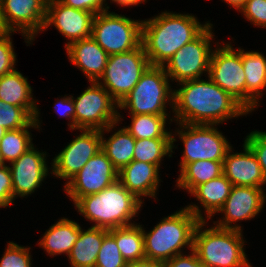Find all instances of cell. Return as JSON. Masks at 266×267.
<instances>
[{
  "label": "cell",
  "instance_id": "obj_37",
  "mask_svg": "<svg viewBox=\"0 0 266 267\" xmlns=\"http://www.w3.org/2000/svg\"><path fill=\"white\" fill-rule=\"evenodd\" d=\"M244 143L252 150L266 176V132L252 131L245 137Z\"/></svg>",
  "mask_w": 266,
  "mask_h": 267
},
{
  "label": "cell",
  "instance_id": "obj_33",
  "mask_svg": "<svg viewBox=\"0 0 266 267\" xmlns=\"http://www.w3.org/2000/svg\"><path fill=\"white\" fill-rule=\"evenodd\" d=\"M34 118L22 107L0 100V126L6 130L27 127Z\"/></svg>",
  "mask_w": 266,
  "mask_h": 267
},
{
  "label": "cell",
  "instance_id": "obj_24",
  "mask_svg": "<svg viewBox=\"0 0 266 267\" xmlns=\"http://www.w3.org/2000/svg\"><path fill=\"white\" fill-rule=\"evenodd\" d=\"M80 227L79 223L63 217L49 227L38 245L52 257L61 254H66L68 257L75 241L79 238Z\"/></svg>",
  "mask_w": 266,
  "mask_h": 267
},
{
  "label": "cell",
  "instance_id": "obj_43",
  "mask_svg": "<svg viewBox=\"0 0 266 267\" xmlns=\"http://www.w3.org/2000/svg\"><path fill=\"white\" fill-rule=\"evenodd\" d=\"M125 267H164V262L144 258L134 262H127Z\"/></svg>",
  "mask_w": 266,
  "mask_h": 267
},
{
  "label": "cell",
  "instance_id": "obj_31",
  "mask_svg": "<svg viewBox=\"0 0 266 267\" xmlns=\"http://www.w3.org/2000/svg\"><path fill=\"white\" fill-rule=\"evenodd\" d=\"M30 128L38 129L35 119L27 127L5 132L0 140V151L4 163L9 162L10 164L17 160L34 145L32 134L29 131Z\"/></svg>",
  "mask_w": 266,
  "mask_h": 267
},
{
  "label": "cell",
  "instance_id": "obj_2",
  "mask_svg": "<svg viewBox=\"0 0 266 267\" xmlns=\"http://www.w3.org/2000/svg\"><path fill=\"white\" fill-rule=\"evenodd\" d=\"M201 24L191 13L164 11L143 20L142 41L145 54L152 66H164L184 45L194 40L208 25Z\"/></svg>",
  "mask_w": 266,
  "mask_h": 267
},
{
  "label": "cell",
  "instance_id": "obj_13",
  "mask_svg": "<svg viewBox=\"0 0 266 267\" xmlns=\"http://www.w3.org/2000/svg\"><path fill=\"white\" fill-rule=\"evenodd\" d=\"M118 181V170L100 149L82 169L64 184V191L75 204L81 197L96 194Z\"/></svg>",
  "mask_w": 266,
  "mask_h": 267
},
{
  "label": "cell",
  "instance_id": "obj_30",
  "mask_svg": "<svg viewBox=\"0 0 266 267\" xmlns=\"http://www.w3.org/2000/svg\"><path fill=\"white\" fill-rule=\"evenodd\" d=\"M131 124L126 130L135 139L172 138V131H167L166 121L170 115L139 114L130 115Z\"/></svg>",
  "mask_w": 266,
  "mask_h": 267
},
{
  "label": "cell",
  "instance_id": "obj_40",
  "mask_svg": "<svg viewBox=\"0 0 266 267\" xmlns=\"http://www.w3.org/2000/svg\"><path fill=\"white\" fill-rule=\"evenodd\" d=\"M59 1L72 8L91 12L94 15L100 12L109 11V6H107L106 0H59Z\"/></svg>",
  "mask_w": 266,
  "mask_h": 267
},
{
  "label": "cell",
  "instance_id": "obj_47",
  "mask_svg": "<svg viewBox=\"0 0 266 267\" xmlns=\"http://www.w3.org/2000/svg\"><path fill=\"white\" fill-rule=\"evenodd\" d=\"M6 131L7 130L5 128H3V127L0 126V140L4 136V134H5Z\"/></svg>",
  "mask_w": 266,
  "mask_h": 267
},
{
  "label": "cell",
  "instance_id": "obj_22",
  "mask_svg": "<svg viewBox=\"0 0 266 267\" xmlns=\"http://www.w3.org/2000/svg\"><path fill=\"white\" fill-rule=\"evenodd\" d=\"M18 70L0 77V100L24 108L34 119L40 130V111L33 99L32 87Z\"/></svg>",
  "mask_w": 266,
  "mask_h": 267
},
{
  "label": "cell",
  "instance_id": "obj_14",
  "mask_svg": "<svg viewBox=\"0 0 266 267\" xmlns=\"http://www.w3.org/2000/svg\"><path fill=\"white\" fill-rule=\"evenodd\" d=\"M52 160L50 174L68 182L101 149V130L81 129Z\"/></svg>",
  "mask_w": 266,
  "mask_h": 267
},
{
  "label": "cell",
  "instance_id": "obj_9",
  "mask_svg": "<svg viewBox=\"0 0 266 267\" xmlns=\"http://www.w3.org/2000/svg\"><path fill=\"white\" fill-rule=\"evenodd\" d=\"M150 66L143 45L119 54L109 55L103 75L97 81L119 104L139 82Z\"/></svg>",
  "mask_w": 266,
  "mask_h": 267
},
{
  "label": "cell",
  "instance_id": "obj_34",
  "mask_svg": "<svg viewBox=\"0 0 266 267\" xmlns=\"http://www.w3.org/2000/svg\"><path fill=\"white\" fill-rule=\"evenodd\" d=\"M126 263L115 239L108 233L98 252L95 267H125Z\"/></svg>",
  "mask_w": 266,
  "mask_h": 267
},
{
  "label": "cell",
  "instance_id": "obj_45",
  "mask_svg": "<svg viewBox=\"0 0 266 267\" xmlns=\"http://www.w3.org/2000/svg\"><path fill=\"white\" fill-rule=\"evenodd\" d=\"M10 32L11 31L8 29V27L5 24L2 9H1V4H0V38L8 35Z\"/></svg>",
  "mask_w": 266,
  "mask_h": 267
},
{
  "label": "cell",
  "instance_id": "obj_27",
  "mask_svg": "<svg viewBox=\"0 0 266 267\" xmlns=\"http://www.w3.org/2000/svg\"><path fill=\"white\" fill-rule=\"evenodd\" d=\"M232 183L222 174L217 178L198 185L191 193L200 202L207 221L222 208L230 195ZM207 219V220H206Z\"/></svg>",
  "mask_w": 266,
  "mask_h": 267
},
{
  "label": "cell",
  "instance_id": "obj_39",
  "mask_svg": "<svg viewBox=\"0 0 266 267\" xmlns=\"http://www.w3.org/2000/svg\"><path fill=\"white\" fill-rule=\"evenodd\" d=\"M14 203L11 171L9 165L0 166V207H10Z\"/></svg>",
  "mask_w": 266,
  "mask_h": 267
},
{
  "label": "cell",
  "instance_id": "obj_15",
  "mask_svg": "<svg viewBox=\"0 0 266 267\" xmlns=\"http://www.w3.org/2000/svg\"><path fill=\"white\" fill-rule=\"evenodd\" d=\"M48 0H1L6 26L11 32H20L30 45L43 31Z\"/></svg>",
  "mask_w": 266,
  "mask_h": 267
},
{
  "label": "cell",
  "instance_id": "obj_16",
  "mask_svg": "<svg viewBox=\"0 0 266 267\" xmlns=\"http://www.w3.org/2000/svg\"><path fill=\"white\" fill-rule=\"evenodd\" d=\"M264 191L259 187L232 186L226 202L217 212L223 214V218L214 221V225L243 231L236 222L255 218L263 210L266 201Z\"/></svg>",
  "mask_w": 266,
  "mask_h": 267
},
{
  "label": "cell",
  "instance_id": "obj_41",
  "mask_svg": "<svg viewBox=\"0 0 266 267\" xmlns=\"http://www.w3.org/2000/svg\"><path fill=\"white\" fill-rule=\"evenodd\" d=\"M55 112L59 114V116L70 119V123H68V127L70 130H75V105L72 99V95L64 96L59 100H56L54 105Z\"/></svg>",
  "mask_w": 266,
  "mask_h": 267
},
{
  "label": "cell",
  "instance_id": "obj_42",
  "mask_svg": "<svg viewBox=\"0 0 266 267\" xmlns=\"http://www.w3.org/2000/svg\"><path fill=\"white\" fill-rule=\"evenodd\" d=\"M164 267H206L192 249L188 255L178 254L164 262Z\"/></svg>",
  "mask_w": 266,
  "mask_h": 267
},
{
  "label": "cell",
  "instance_id": "obj_19",
  "mask_svg": "<svg viewBox=\"0 0 266 267\" xmlns=\"http://www.w3.org/2000/svg\"><path fill=\"white\" fill-rule=\"evenodd\" d=\"M242 147L243 152L240 153H234L232 147L227 151L223 161V174L233 186L263 188L266 176L257 158L245 143Z\"/></svg>",
  "mask_w": 266,
  "mask_h": 267
},
{
  "label": "cell",
  "instance_id": "obj_36",
  "mask_svg": "<svg viewBox=\"0 0 266 267\" xmlns=\"http://www.w3.org/2000/svg\"><path fill=\"white\" fill-rule=\"evenodd\" d=\"M12 33L0 38V77L15 70L17 55L13 48Z\"/></svg>",
  "mask_w": 266,
  "mask_h": 267
},
{
  "label": "cell",
  "instance_id": "obj_35",
  "mask_svg": "<svg viewBox=\"0 0 266 267\" xmlns=\"http://www.w3.org/2000/svg\"><path fill=\"white\" fill-rule=\"evenodd\" d=\"M30 247L9 242L0 260V267H32Z\"/></svg>",
  "mask_w": 266,
  "mask_h": 267
},
{
  "label": "cell",
  "instance_id": "obj_6",
  "mask_svg": "<svg viewBox=\"0 0 266 267\" xmlns=\"http://www.w3.org/2000/svg\"><path fill=\"white\" fill-rule=\"evenodd\" d=\"M168 103V104H167ZM167 105L174 107V89L163 66L150 65L131 92L118 104V109L129 115H170Z\"/></svg>",
  "mask_w": 266,
  "mask_h": 267
},
{
  "label": "cell",
  "instance_id": "obj_11",
  "mask_svg": "<svg viewBox=\"0 0 266 267\" xmlns=\"http://www.w3.org/2000/svg\"><path fill=\"white\" fill-rule=\"evenodd\" d=\"M212 23L191 42L180 48L163 66L172 82L182 83L208 75L214 38Z\"/></svg>",
  "mask_w": 266,
  "mask_h": 267
},
{
  "label": "cell",
  "instance_id": "obj_17",
  "mask_svg": "<svg viewBox=\"0 0 266 267\" xmlns=\"http://www.w3.org/2000/svg\"><path fill=\"white\" fill-rule=\"evenodd\" d=\"M46 155V152L39 151L33 145L9 164L14 200L17 197H28L42 186V182L52 170L48 168Z\"/></svg>",
  "mask_w": 266,
  "mask_h": 267
},
{
  "label": "cell",
  "instance_id": "obj_4",
  "mask_svg": "<svg viewBox=\"0 0 266 267\" xmlns=\"http://www.w3.org/2000/svg\"><path fill=\"white\" fill-rule=\"evenodd\" d=\"M74 206L87 221L94 222L92 227L110 230L135 224L131 220L143 203L117 181L99 193L81 197Z\"/></svg>",
  "mask_w": 266,
  "mask_h": 267
},
{
  "label": "cell",
  "instance_id": "obj_7",
  "mask_svg": "<svg viewBox=\"0 0 266 267\" xmlns=\"http://www.w3.org/2000/svg\"><path fill=\"white\" fill-rule=\"evenodd\" d=\"M178 129L172 136V153L176 149L175 136L182 141L184 151L179 163L181 170L186 164L198 160L224 161L227 151L233 147L217 125L177 123ZM177 134V135H176Z\"/></svg>",
  "mask_w": 266,
  "mask_h": 267
},
{
  "label": "cell",
  "instance_id": "obj_38",
  "mask_svg": "<svg viewBox=\"0 0 266 267\" xmlns=\"http://www.w3.org/2000/svg\"><path fill=\"white\" fill-rule=\"evenodd\" d=\"M258 28H266V0H246L245 6L239 12Z\"/></svg>",
  "mask_w": 266,
  "mask_h": 267
},
{
  "label": "cell",
  "instance_id": "obj_48",
  "mask_svg": "<svg viewBox=\"0 0 266 267\" xmlns=\"http://www.w3.org/2000/svg\"><path fill=\"white\" fill-rule=\"evenodd\" d=\"M4 164H5V163H4L3 159H2L1 151H0V166H2V165H4Z\"/></svg>",
  "mask_w": 266,
  "mask_h": 267
},
{
  "label": "cell",
  "instance_id": "obj_44",
  "mask_svg": "<svg viewBox=\"0 0 266 267\" xmlns=\"http://www.w3.org/2000/svg\"><path fill=\"white\" fill-rule=\"evenodd\" d=\"M112 3H116L119 6L129 7V6H138V4L146 3V0H111Z\"/></svg>",
  "mask_w": 266,
  "mask_h": 267
},
{
  "label": "cell",
  "instance_id": "obj_25",
  "mask_svg": "<svg viewBox=\"0 0 266 267\" xmlns=\"http://www.w3.org/2000/svg\"><path fill=\"white\" fill-rule=\"evenodd\" d=\"M119 123L120 121L101 130V149L118 171L133 160L135 147V138L126 130L125 126L120 127L109 138H104V131L111 132Z\"/></svg>",
  "mask_w": 266,
  "mask_h": 267
},
{
  "label": "cell",
  "instance_id": "obj_10",
  "mask_svg": "<svg viewBox=\"0 0 266 267\" xmlns=\"http://www.w3.org/2000/svg\"><path fill=\"white\" fill-rule=\"evenodd\" d=\"M75 130H103L121 122L124 117L118 112V103L98 82H90L79 96L74 98Z\"/></svg>",
  "mask_w": 266,
  "mask_h": 267
},
{
  "label": "cell",
  "instance_id": "obj_5",
  "mask_svg": "<svg viewBox=\"0 0 266 267\" xmlns=\"http://www.w3.org/2000/svg\"><path fill=\"white\" fill-rule=\"evenodd\" d=\"M206 223L199 221L193 234V250L206 267H252L241 230L216 225L205 229Z\"/></svg>",
  "mask_w": 266,
  "mask_h": 267
},
{
  "label": "cell",
  "instance_id": "obj_1",
  "mask_svg": "<svg viewBox=\"0 0 266 267\" xmlns=\"http://www.w3.org/2000/svg\"><path fill=\"white\" fill-rule=\"evenodd\" d=\"M177 84L174 90L176 123L219 125L223 122L250 114L228 92L216 85L208 76ZM174 118V119H173Z\"/></svg>",
  "mask_w": 266,
  "mask_h": 267
},
{
  "label": "cell",
  "instance_id": "obj_12",
  "mask_svg": "<svg viewBox=\"0 0 266 267\" xmlns=\"http://www.w3.org/2000/svg\"><path fill=\"white\" fill-rule=\"evenodd\" d=\"M215 44L217 48L212 51L207 76L246 109V75L241 47L235 50L228 42H223L221 46L219 42Z\"/></svg>",
  "mask_w": 266,
  "mask_h": 267
},
{
  "label": "cell",
  "instance_id": "obj_21",
  "mask_svg": "<svg viewBox=\"0 0 266 267\" xmlns=\"http://www.w3.org/2000/svg\"><path fill=\"white\" fill-rule=\"evenodd\" d=\"M69 61L79 68L88 82H97L103 75L109 55L90 36L66 47Z\"/></svg>",
  "mask_w": 266,
  "mask_h": 267
},
{
  "label": "cell",
  "instance_id": "obj_3",
  "mask_svg": "<svg viewBox=\"0 0 266 267\" xmlns=\"http://www.w3.org/2000/svg\"><path fill=\"white\" fill-rule=\"evenodd\" d=\"M202 208L198 203L190 204L164 217L144 236L145 257L165 262L178 254L183 248L193 249V234L199 221L204 220Z\"/></svg>",
  "mask_w": 266,
  "mask_h": 267
},
{
  "label": "cell",
  "instance_id": "obj_26",
  "mask_svg": "<svg viewBox=\"0 0 266 267\" xmlns=\"http://www.w3.org/2000/svg\"><path fill=\"white\" fill-rule=\"evenodd\" d=\"M107 234V229L91 226L84 230L80 227L79 238L68 255L71 267H95L98 252Z\"/></svg>",
  "mask_w": 266,
  "mask_h": 267
},
{
  "label": "cell",
  "instance_id": "obj_32",
  "mask_svg": "<svg viewBox=\"0 0 266 267\" xmlns=\"http://www.w3.org/2000/svg\"><path fill=\"white\" fill-rule=\"evenodd\" d=\"M172 157V138L135 139L133 160L155 164L160 168L165 156Z\"/></svg>",
  "mask_w": 266,
  "mask_h": 267
},
{
  "label": "cell",
  "instance_id": "obj_28",
  "mask_svg": "<svg viewBox=\"0 0 266 267\" xmlns=\"http://www.w3.org/2000/svg\"><path fill=\"white\" fill-rule=\"evenodd\" d=\"M223 174V161L198 160L186 164L176 180V187L191 193L198 185Z\"/></svg>",
  "mask_w": 266,
  "mask_h": 267
},
{
  "label": "cell",
  "instance_id": "obj_29",
  "mask_svg": "<svg viewBox=\"0 0 266 267\" xmlns=\"http://www.w3.org/2000/svg\"><path fill=\"white\" fill-rule=\"evenodd\" d=\"M126 262H134L145 257L144 236L142 225L136 223L108 230Z\"/></svg>",
  "mask_w": 266,
  "mask_h": 267
},
{
  "label": "cell",
  "instance_id": "obj_20",
  "mask_svg": "<svg viewBox=\"0 0 266 267\" xmlns=\"http://www.w3.org/2000/svg\"><path fill=\"white\" fill-rule=\"evenodd\" d=\"M159 170L155 164L132 160L118 171V181L143 203V197L156 198L161 181Z\"/></svg>",
  "mask_w": 266,
  "mask_h": 267
},
{
  "label": "cell",
  "instance_id": "obj_23",
  "mask_svg": "<svg viewBox=\"0 0 266 267\" xmlns=\"http://www.w3.org/2000/svg\"><path fill=\"white\" fill-rule=\"evenodd\" d=\"M241 59L246 75V110L254 111L261 100L262 90L266 89V57L258 51L241 48Z\"/></svg>",
  "mask_w": 266,
  "mask_h": 267
},
{
  "label": "cell",
  "instance_id": "obj_8",
  "mask_svg": "<svg viewBox=\"0 0 266 267\" xmlns=\"http://www.w3.org/2000/svg\"><path fill=\"white\" fill-rule=\"evenodd\" d=\"M142 23L115 12H100L94 15L91 37L108 55L132 51L141 45Z\"/></svg>",
  "mask_w": 266,
  "mask_h": 267
},
{
  "label": "cell",
  "instance_id": "obj_46",
  "mask_svg": "<svg viewBox=\"0 0 266 267\" xmlns=\"http://www.w3.org/2000/svg\"><path fill=\"white\" fill-rule=\"evenodd\" d=\"M224 2L240 12L245 6L246 0H224Z\"/></svg>",
  "mask_w": 266,
  "mask_h": 267
},
{
  "label": "cell",
  "instance_id": "obj_18",
  "mask_svg": "<svg viewBox=\"0 0 266 267\" xmlns=\"http://www.w3.org/2000/svg\"><path fill=\"white\" fill-rule=\"evenodd\" d=\"M94 14L72 8L59 0H48L43 31L53 25L68 40L65 48L73 42L91 36Z\"/></svg>",
  "mask_w": 266,
  "mask_h": 267
}]
</instances>
